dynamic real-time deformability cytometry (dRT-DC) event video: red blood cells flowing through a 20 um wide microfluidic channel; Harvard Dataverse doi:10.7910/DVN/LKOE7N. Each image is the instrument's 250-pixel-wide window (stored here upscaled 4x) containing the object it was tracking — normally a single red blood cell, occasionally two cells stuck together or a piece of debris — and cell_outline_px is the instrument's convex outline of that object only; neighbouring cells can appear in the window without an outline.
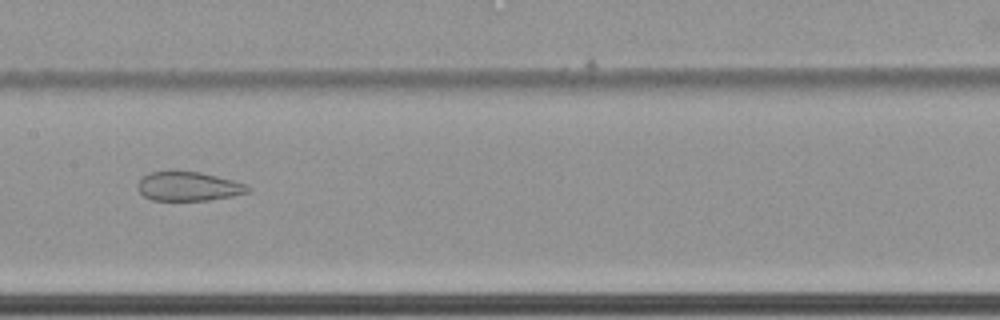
{"species": "common noctule bat (a hibernating species)", "species_latin": "Nyctalus noctula", "temperature_condition": "cold", "stored_images_in_passage": 63, "camera_frame_rate_fps": 3000, "um_per_image_px": 0.085, "animal": {"sex": "female", "body_mass_g": 22.7, "forearm_length_mm": 54.2}, "frame": {"image": 1, "passage_image": 35, "time_ms": 11.333, "image_size_px": [1000, 320], "cell_outline_px": [[252, 192], [232, 196], [208, 200], [152, 200], [144, 196], [136, 188], [136, 184], [148, 172], [172, 168], [200, 172], [232, 180], [244, 184], [252, 188]], "centroid_in_image_um": [15.97, 15.8], "position_along_channel_um": 191.4, "area_um2": 19.31}}
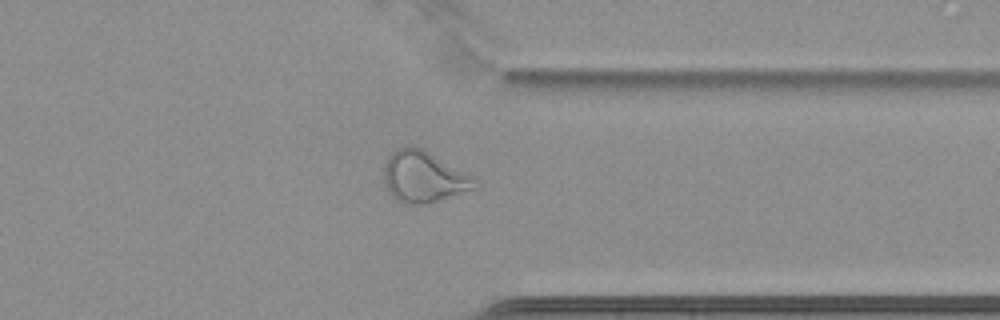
{"frame": {"image": 2, "passage_image": 51, "time_ms": 16.667, "image_size_px": [1000, 320], "cell_outline_px": [[480, 188], [424, 204], [404, 204], [396, 200], [388, 192], [384, 184], [384, 164], [388, 156], [396, 148], [420, 148], [476, 176]], "centroid_in_image_um": [36.05, 15.06], "position_along_channel_um": 375.3, "area_um2": 27.34}}
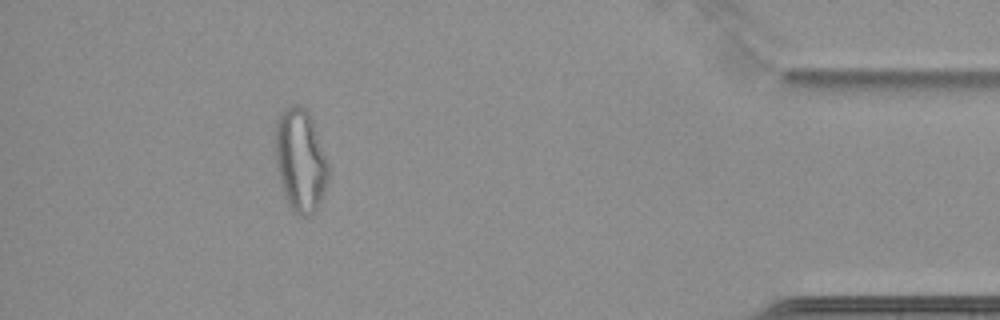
{"frame": {"image": 3, "passage_image": 58, "time_ms": 19.0, "image_size_px": [1000, 320], "cell_outline_px": [[328, 180], [320, 200], [316, 208], [308, 216], [300, 216], [292, 212], [288, 208], [284, 196], [276, 168], [276, 120], [280, 112], [284, 108], [296, 104], [300, 104], [308, 112], [312, 120], [328, 164]], "centroid_in_image_um": [25.5, 13.64], "position_along_channel_um": 409.7, "area_um2": 31.67}, "authors_computed_cell_mechanics": {"area_um2": 29.8248, "velocity_mm_per_s": 3.4613, "shape_relaxation_time_tau1_ms": null, "shape_relaxation_time_tau2_ms": 1.5378, "deformation_change_tau1": null, "deformation_change_tau2": 0.082}}